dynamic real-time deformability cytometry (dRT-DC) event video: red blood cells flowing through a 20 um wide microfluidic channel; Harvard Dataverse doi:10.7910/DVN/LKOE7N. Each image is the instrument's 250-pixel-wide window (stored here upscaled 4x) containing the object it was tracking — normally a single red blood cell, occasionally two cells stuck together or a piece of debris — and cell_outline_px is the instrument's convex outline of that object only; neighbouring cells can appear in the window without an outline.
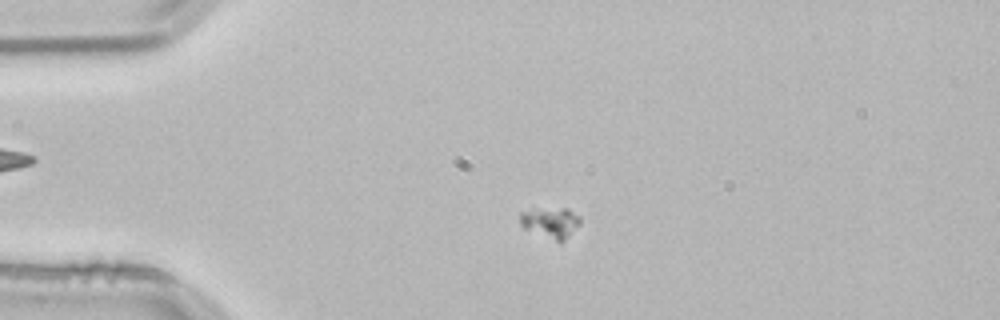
{"species": "common noctule bat (a hibernating species)", "species_latin": "Nyctalus noctula", "temperature_condition": "room temperature", "stored_images_in_passage": 55, "camera_frame_rate_fps": 3000, "um_per_image_px": 0.085, "animal": {"sex": "male", "body_mass_g": 21.5, "forearm_length_mm": 52.0}, "frame": {"image": 1, "passage_image": 13, "time_ms": 4.0, "image_size_px": [1000, 320], "cell_outline_px": [[580, 224], [560, 244], [524, 228], [520, 224], [520, 212], [532, 208], [568, 208], [580, 216]], "centroid_in_image_um": [46.79, 18.91], "position_along_channel_um": 38.2, "area_um2": 11.04}}
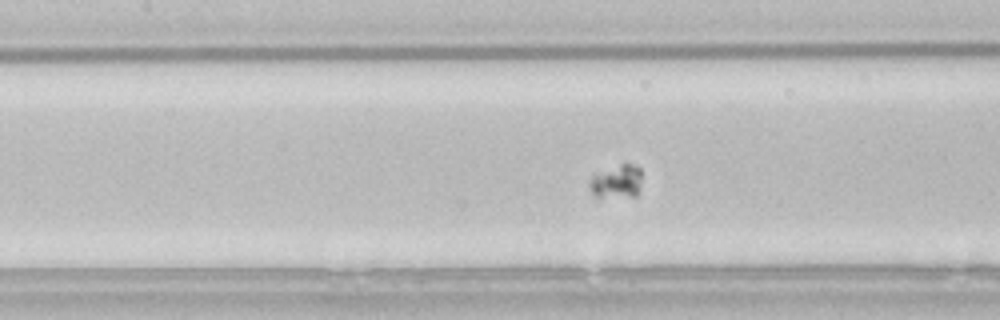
{"frame": {"image": 2, "passage_image": 25, "time_ms": 8.0, "image_size_px": [1000, 320], "cell_outline_px": [[640, 188], [636, 196], [596, 196], [592, 192], [588, 184], [592, 176], [596, 172], [620, 164], [632, 164], [640, 168]], "centroid_in_image_um": [52.4, 15.41], "position_along_channel_um": 155.0, "area_um2": 10.06}}